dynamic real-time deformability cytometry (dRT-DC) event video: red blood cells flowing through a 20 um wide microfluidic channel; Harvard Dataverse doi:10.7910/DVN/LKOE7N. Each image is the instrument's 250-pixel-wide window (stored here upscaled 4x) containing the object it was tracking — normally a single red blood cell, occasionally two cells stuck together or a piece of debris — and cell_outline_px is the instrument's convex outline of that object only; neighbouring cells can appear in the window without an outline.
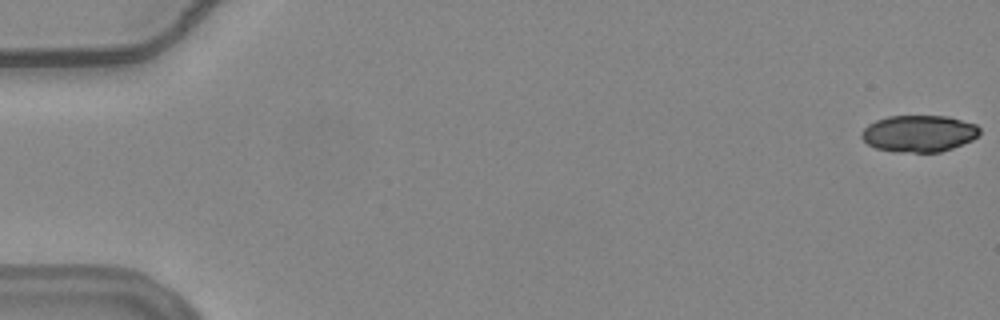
{"species": "common noctule bat (a hibernating species)", "species_latin": "Nyctalus noctula", "temperature_condition": "warm", "stored_images_in_passage": 56, "camera_frame_rate_fps": 3000, "um_per_image_px": 0.085, "animal": {"sex": "female", "body_mass_g": 24.6, "forearm_length_mm": 56.2}, "frame": {"image": 1, "passage_image": 1, "time_ms": 0.0, "image_size_px": [1000, 320], "cell_outline_px": [[980, 132], [972, 140], [952, 148], [940, 152], [892, 152], [876, 148], [868, 144], [860, 136], [860, 132], [868, 124], [876, 120], [888, 116], [948, 116], [976, 124], [980, 128]], "centroid_in_image_um": [78.09, 11.35], "position_along_channel_um": 6.9, "area_um2": 25.37}}
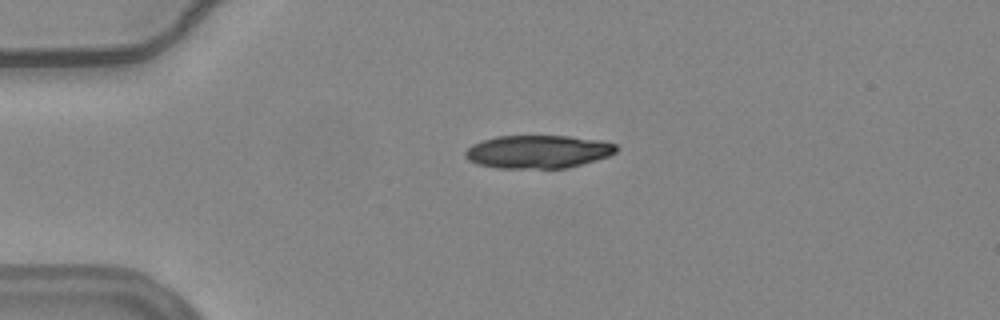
{"frame": {"image": 2, "passage_image": 14, "time_ms": 4.333, "image_size_px": [1000, 320], "cell_outline_px": [[616, 152], [608, 156], [596, 160], [568, 168], [496, 168], [476, 164], [468, 160], [464, 156], [464, 152], [472, 144], [496, 136], [568, 136], [600, 140], [616, 144]], "centroid_in_image_um": [45.7, 12.9], "position_along_channel_um": 39.3, "area_um2": 29.19}}